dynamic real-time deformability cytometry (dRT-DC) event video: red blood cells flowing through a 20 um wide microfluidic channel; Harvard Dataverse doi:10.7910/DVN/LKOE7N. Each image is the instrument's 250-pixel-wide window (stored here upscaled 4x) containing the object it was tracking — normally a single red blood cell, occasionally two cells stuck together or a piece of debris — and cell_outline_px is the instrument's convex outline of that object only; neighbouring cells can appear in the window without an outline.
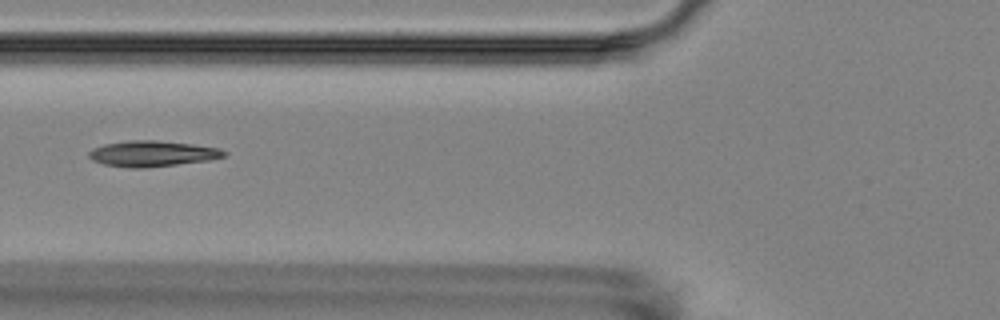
{"species": "Egyptian fruit bat (a non-hibernating species)", "species_latin": "Rousettus aegyptiacus", "temperature_condition": "room temperature", "stored_images_in_passage": 11, "camera_frame_rate_fps": 3000, "um_per_image_px": 0.085, "animal": {"sex": "female"}, "frame": {"image": 1, "passage_image": 7, "time_ms": 6.667, "image_size_px": [1000, 320], "cell_outline_px": [[228, 152], [224, 156], [208, 160], [144, 168], [128, 168], [104, 164], [92, 160], [88, 156], [88, 152], [92, 148], [104, 144], [128, 140], [156, 140], [192, 144], [220, 148]], "centroid_in_image_um": [12.91, 13.05], "position_along_channel_um": 112.9, "area_um2": 20.29}}
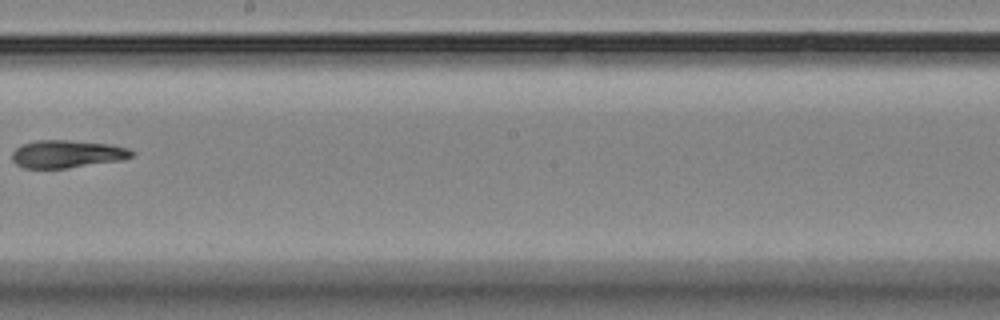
{"frame": {"image": 2, "passage_image": 10, "time_ms": 10.333, "image_size_px": [1000, 320], "cell_outline_px": [[136, 152], [132, 156], [124, 160], [68, 168], [24, 168], [16, 164], [12, 160], [12, 152], [20, 144], [36, 140], [68, 140], [112, 144], [128, 148]], "centroid_in_image_um": [5.72, 13.08], "position_along_channel_um": 242.5, "area_um2": 19.59}}
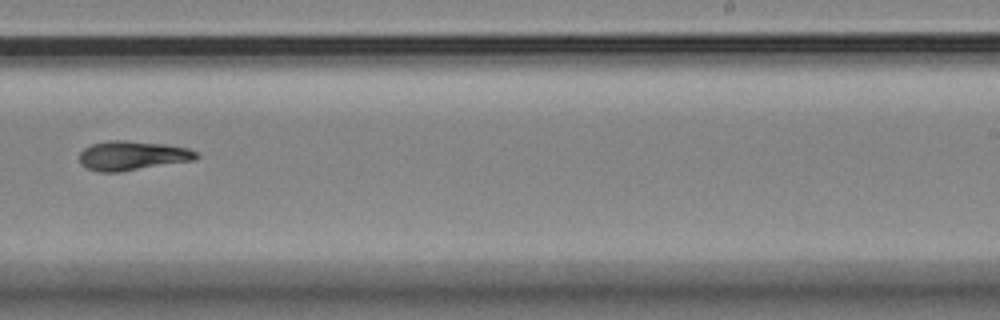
{"frame": {"image": 3, "passage_image": 11, "time_ms": 11.333, "image_size_px": [1000, 320], "cell_outline_px": [[200, 156], [196, 160], [120, 172], [100, 172], [88, 168], [80, 164], [80, 152], [84, 148], [92, 144], [108, 140], [128, 140], [164, 144], [188, 148], [196, 152]], "centroid_in_image_um": [11.26, 13.23], "position_along_channel_um": 277.7, "area_um2": 20.11}}